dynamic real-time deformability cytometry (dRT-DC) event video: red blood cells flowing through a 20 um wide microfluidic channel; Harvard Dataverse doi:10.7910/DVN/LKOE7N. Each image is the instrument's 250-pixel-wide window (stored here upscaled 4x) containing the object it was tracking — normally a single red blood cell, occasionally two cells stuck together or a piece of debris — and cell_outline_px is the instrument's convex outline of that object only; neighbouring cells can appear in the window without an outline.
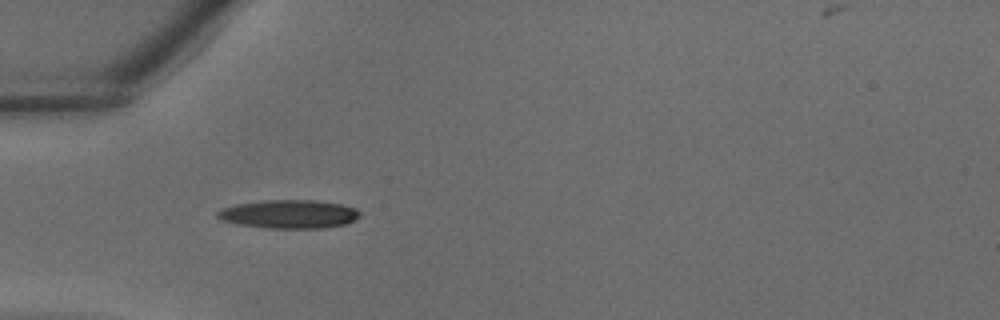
{"species": "common noctule bat (a hibernating species)", "species_latin": "Nyctalus noctula", "temperature_condition": "warm", "stored_images_in_passage": 27, "camera_frame_rate_fps": 3000, "um_per_image_px": 0.085, "animal": {"sex": "male", "body_mass_g": 18.8}, "frame": {"image": 1, "passage_image": 1, "time_ms": 0.0, "image_size_px": [1000, 320], "cell_outline_px": [[360, 216], [356, 220], [344, 224], [320, 228], [268, 228], [236, 224], [224, 220], [216, 216], [216, 212], [220, 208], [236, 204], [268, 200], [316, 200], [340, 204], [356, 208], [360, 212]], "centroid_in_image_um": [24.56, 18.19], "position_along_channel_um": 60.4, "area_um2": 23.64}}
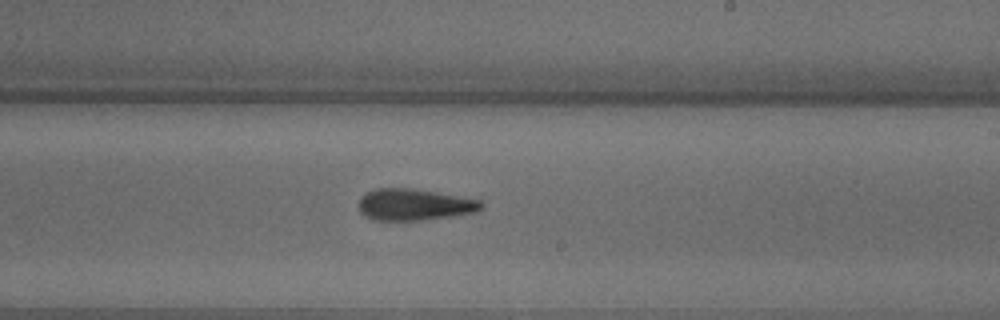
{"frame": {"image": 2, "passage_image": 12, "time_ms": 3.667, "image_size_px": [1000, 320], "cell_outline_px": [[484, 208], [476, 212], [452, 216], [424, 220], [372, 220], [364, 216], [360, 212], [360, 196], [364, 192], [376, 188], [412, 188], [484, 200]], "centroid_in_image_um": [35.24, 17.39], "position_along_channel_um": 253.8, "area_um2": 22.89}}
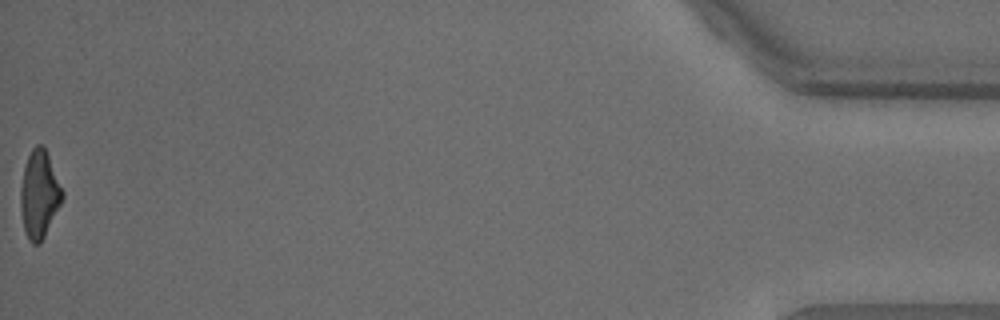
{"frame": {"image": 3, "passage_image": 27, "time_ms": 8.667, "image_size_px": [1000, 320], "cell_outline_px": [[64, 196], [40, 244], [32, 244], [24, 228], [20, 208], [20, 188], [24, 168], [28, 156], [32, 148], [36, 144], [44, 144], [64, 192]], "centroid_in_image_um": [3.34, 16.47], "position_along_channel_um": 431.9, "area_um2": 21.15}}